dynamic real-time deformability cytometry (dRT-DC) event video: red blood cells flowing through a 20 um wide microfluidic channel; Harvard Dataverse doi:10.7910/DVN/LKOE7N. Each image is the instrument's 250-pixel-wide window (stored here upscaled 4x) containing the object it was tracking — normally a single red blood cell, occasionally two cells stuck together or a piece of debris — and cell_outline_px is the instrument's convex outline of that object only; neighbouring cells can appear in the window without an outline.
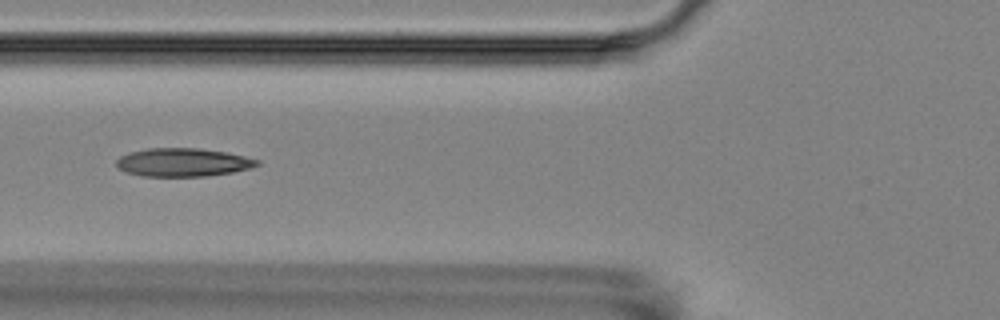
{"species": "Egyptian fruit bat (a non-hibernating species)", "species_latin": "Rousettus aegyptiacus", "temperature_condition": "room temperature", "stored_images_in_passage": 9, "camera_frame_rate_fps": 3000, "um_per_image_px": 0.085, "animal": {"sex": "female"}, "frame": {"image": 1, "passage_image": 6, "time_ms": 5.667, "image_size_px": [1000, 320], "cell_outline_px": [[260, 164], [248, 168], [232, 172], [208, 176], [140, 176], [128, 172], [120, 168], [116, 164], [116, 160], [120, 156], [128, 152], [148, 148], [200, 148], [224, 152], [244, 156], [260, 160]], "centroid_in_image_um": [15.53, 13.79], "position_along_channel_um": 110.3, "area_um2": 23.12}}
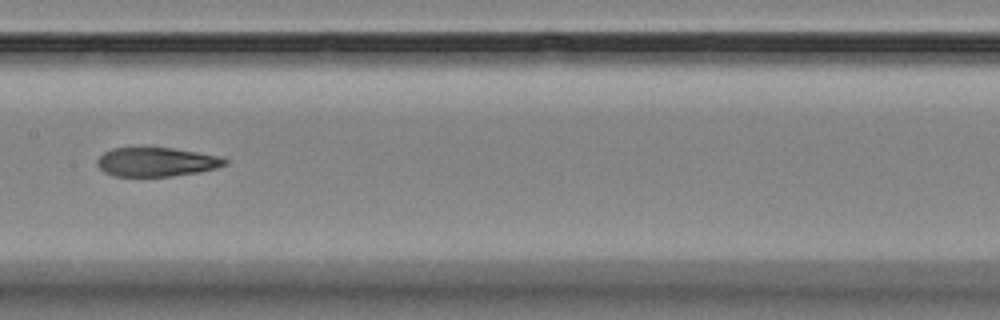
{"frame": {"image": 2, "passage_image": 8, "time_ms": 8.0, "image_size_px": [1000, 320], "cell_outline_px": [[228, 164], [216, 168], [200, 172], [172, 176], [112, 176], [104, 172], [96, 164], [96, 160], [104, 152], [112, 148], [172, 148], [224, 156], [228, 160]], "centroid_in_image_um": [13.34, 13.77], "position_along_channel_um": 194.1, "area_um2": 21.79}}
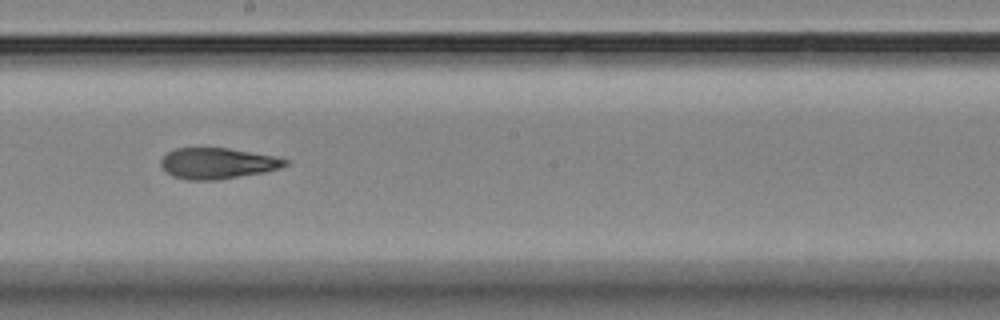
{"frame": {"image": 3, "passage_image": 9, "time_ms": 9.0, "image_size_px": [1000, 320], "cell_outline_px": [[292, 160], [288, 164], [280, 168], [264, 172], [216, 180], [188, 180], [172, 176], [160, 164], [160, 160], [168, 152], [176, 148], [228, 148], [272, 156]], "centroid_in_image_um": [18.5, 13.88], "position_along_channel_um": 229.7, "area_um2": 22.25}}